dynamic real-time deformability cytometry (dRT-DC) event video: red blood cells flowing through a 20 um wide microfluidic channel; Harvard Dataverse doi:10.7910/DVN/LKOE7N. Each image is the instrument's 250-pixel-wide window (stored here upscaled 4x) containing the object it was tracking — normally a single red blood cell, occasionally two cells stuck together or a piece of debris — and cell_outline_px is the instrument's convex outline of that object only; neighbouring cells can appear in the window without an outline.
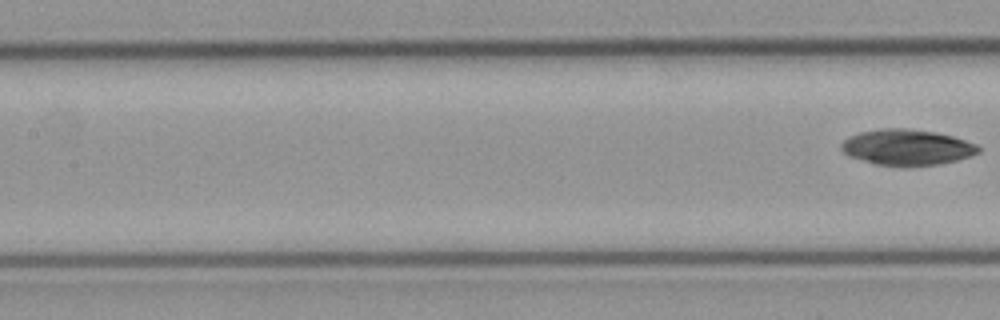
{"species": "common noctule bat (a hibernating species)", "species_latin": "Nyctalus noctula", "temperature_condition": "cold", "stored_images_in_passage": 8, "segment_of_instrument_passage": [2, 2], "camera_frame_rate_fps": 3000, "um_per_image_px": 0.085, "animal": {"sex": "male", "body_mass_g": 23.1, "forearm_length_mm": 52.7}, "frame": {"image": 1, "passage_image": 8, "time_ms": 2.333, "image_size_px": [1000, 320], "cell_outline_px": [[980, 152], [956, 160], [940, 164], [908, 168], [900, 168], [876, 164], [848, 156], [840, 148], [840, 144], [848, 136], [860, 132], [880, 128], [908, 128], [932, 132], [952, 136], [976, 144], [980, 148]], "centroid_in_image_um": [77.05, 12.54], "position_along_channel_um": 130.4, "area_um2": 29.02}}